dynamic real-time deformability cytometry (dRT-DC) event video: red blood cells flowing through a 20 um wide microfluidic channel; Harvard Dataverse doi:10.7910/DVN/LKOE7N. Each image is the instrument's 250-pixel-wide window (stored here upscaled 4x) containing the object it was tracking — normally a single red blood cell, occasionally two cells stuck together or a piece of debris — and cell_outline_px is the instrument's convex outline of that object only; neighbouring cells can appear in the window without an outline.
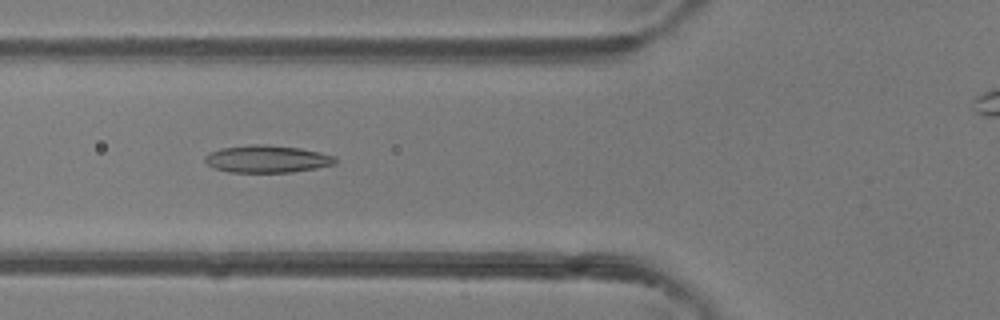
{"species": "common noctule bat (a hibernating species)", "species_latin": "Nyctalus noctula", "temperature_condition": "room temperature", "stored_images_in_passage": 43, "camera_frame_rate_fps": 3000, "um_per_image_px": 0.085, "animal": {"sex": "female"}, "frame": {"image": 1, "passage_image": 18, "time_ms": 5.667, "image_size_px": [1000, 320], "cell_outline_px": [[336, 164], [316, 168], [292, 172], [228, 172], [212, 168], [204, 160], [204, 156], [208, 152], [220, 148], [252, 144], [264, 144], [300, 148], [320, 152], [336, 156]], "centroid_in_image_um": [22.67, 13.51], "position_along_channel_um": 103.1, "area_um2": 20.98}}
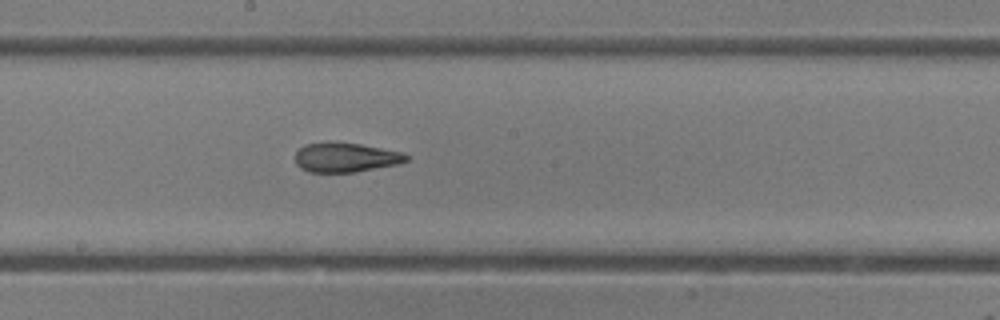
{"frame": {"image": 2, "passage_image": 26, "time_ms": 8.333, "image_size_px": [1000, 320], "cell_outline_px": [[408, 160], [400, 164], [356, 172], [308, 172], [300, 168], [296, 164], [296, 152], [304, 144], [360, 144], [404, 152], [408, 156]], "centroid_in_image_um": [29.43, 13.41], "position_along_channel_um": 218.8, "area_um2": 18.73}}
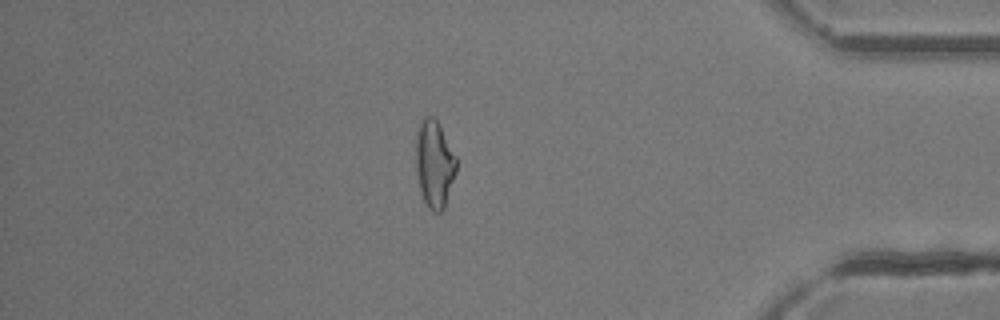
{"frame": {"image": 3, "passage_image": 41, "time_ms": 13.333, "image_size_px": [1000, 320], "cell_outline_px": [[456, 172], [444, 208], [440, 212], [432, 212], [428, 208], [420, 192], [416, 168], [416, 136], [420, 120], [424, 116], [432, 116], [440, 124], [456, 156]], "centroid_in_image_um": [36.92, 13.91], "position_along_channel_um": 398.3, "area_um2": 20.69}}